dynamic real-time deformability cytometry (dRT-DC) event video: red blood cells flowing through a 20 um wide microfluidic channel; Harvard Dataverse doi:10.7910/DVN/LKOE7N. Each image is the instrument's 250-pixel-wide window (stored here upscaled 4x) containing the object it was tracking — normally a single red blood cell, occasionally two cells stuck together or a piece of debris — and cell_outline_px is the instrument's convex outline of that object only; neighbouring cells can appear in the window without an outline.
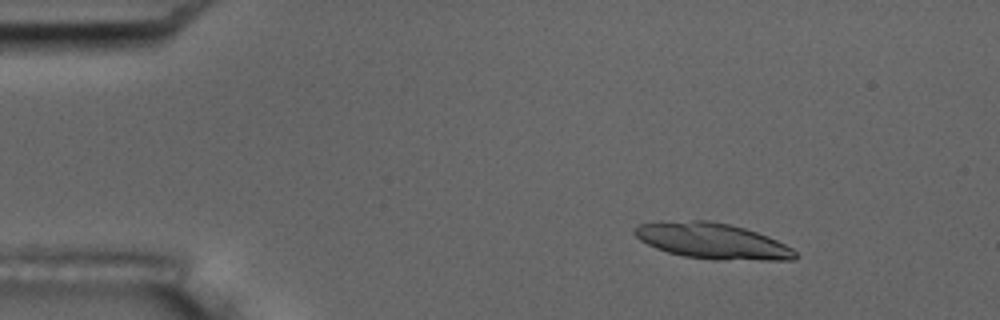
{"species": "common noctule bat (a hibernating species)", "species_latin": "Nyctalus noctula", "temperature_condition": "room temperature", "stored_images_in_passage": 5, "segment_of_instrument_passage": [1, 2], "camera_frame_rate_fps": 3000, "um_per_image_px": 0.085, "animal": {"sex": "male", "body_mass_g": 17.5, "forearm_length_mm": 52.3}, "frame": {"image": 1, "passage_image": 2, "time_ms": 1.667, "image_size_px": [1000, 320], "cell_outline_px": [[800, 256], [796, 260], [712, 260], [684, 256], [668, 252], [656, 248], [640, 240], [632, 232], [632, 228], [640, 224], [692, 220], [708, 220], [728, 224], [744, 228], [768, 236], [792, 248]], "centroid_in_image_um": [60.58, 20.5], "position_along_channel_um": 24.4, "area_um2": 33.47}}